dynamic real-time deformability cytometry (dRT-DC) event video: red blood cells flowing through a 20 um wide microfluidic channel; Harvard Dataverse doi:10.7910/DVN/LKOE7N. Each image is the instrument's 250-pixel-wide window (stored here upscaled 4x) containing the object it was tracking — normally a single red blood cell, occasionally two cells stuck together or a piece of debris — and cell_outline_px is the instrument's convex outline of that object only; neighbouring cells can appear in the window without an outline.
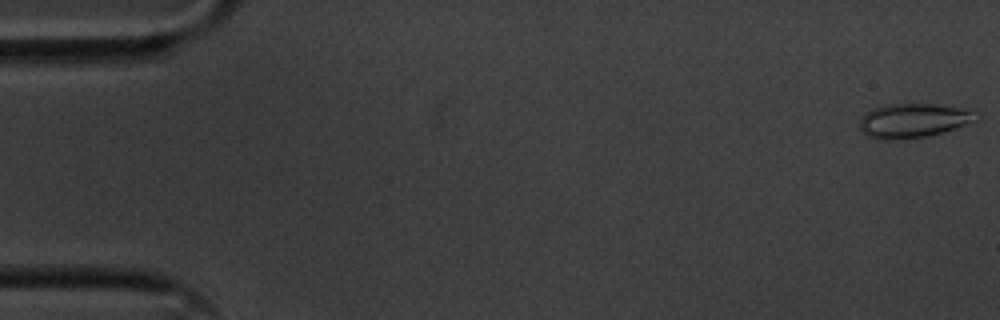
{"species": "common noctule bat (a hibernating species)", "species_latin": "Nyctalus noctula", "temperature_condition": "cold", "stored_images_in_passage": 55, "camera_frame_rate_fps": 3000, "um_per_image_px": 0.085, "animal": {"sex": "male", "body_mass_g": 20.1, "forearm_length_mm": 53.5}, "frame": {"image": 1, "passage_image": 1, "time_ms": 0.0, "image_size_px": [1000, 320], "cell_outline_px": [[980, 116], [956, 128], [928, 136], [900, 140], [880, 140], [868, 136], [860, 132], [860, 116], [872, 108], [884, 104], [936, 104], [972, 108]], "centroid_in_image_um": [77.6, 10.24], "position_along_channel_um": 7.4, "area_um2": 23.7}}
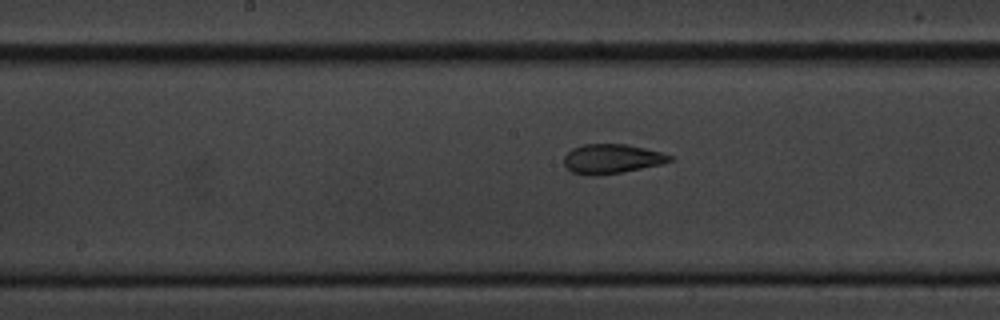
{"frame": {"image": 2, "passage_image": 28, "time_ms": 9.0, "image_size_px": [1000, 320], "cell_outline_px": [[676, 160], [660, 164], [620, 172], [596, 176], [592, 176], [572, 172], [564, 164], [564, 156], [572, 148], [584, 144], [624, 144], [644, 148], [660, 152], [672, 156]], "centroid_in_image_um": [51.99, 13.5], "position_along_channel_um": 196.2, "area_um2": 17.98}}
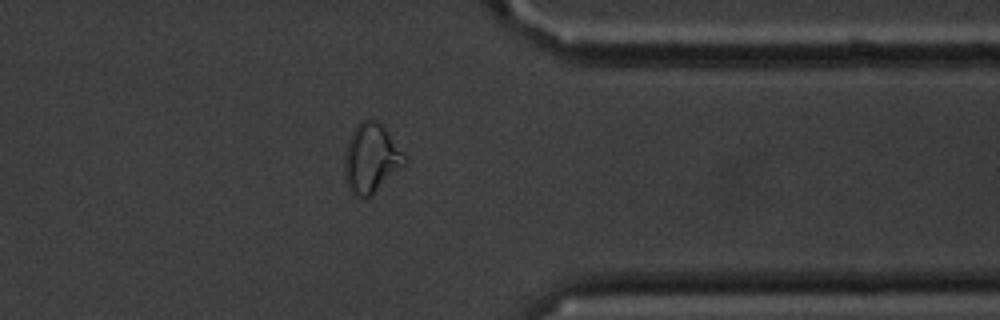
{"frame": {"image": 3, "passage_image": 44, "time_ms": 14.333, "image_size_px": [1000, 320], "cell_outline_px": [[408, 164], [372, 196], [364, 200], [360, 200], [352, 196], [344, 180], [344, 156], [348, 140], [352, 132], [360, 120], [376, 120], [384, 128], [408, 156]], "centroid_in_image_um": [31.56, 13.55], "position_along_channel_um": 379.8, "area_um2": 25.2}, "authors_computed_cell_mechanics": {"area_um2": 19.652, "velocity_mm_per_s": 3.605, "shape_relaxation_time_tau1_ms": 7.1307, "shape_relaxation_time_tau2_ms": 1.2846, "deformation_change_tau1": 0.1952, "deformation_change_tau2": 0.0875}}